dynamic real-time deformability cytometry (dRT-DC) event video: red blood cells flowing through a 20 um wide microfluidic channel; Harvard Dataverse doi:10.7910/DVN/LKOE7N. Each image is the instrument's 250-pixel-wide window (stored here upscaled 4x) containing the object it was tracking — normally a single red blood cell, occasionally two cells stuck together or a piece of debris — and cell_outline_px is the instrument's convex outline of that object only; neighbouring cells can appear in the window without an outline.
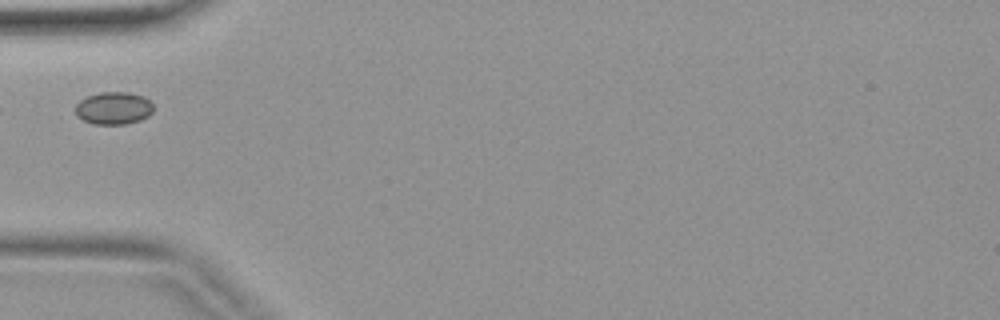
{"species": "common noctule bat (a hibernating species)", "species_latin": "Nyctalus noctula", "temperature_condition": "warm", "stored_images_in_passage": 2, "camera_frame_rate_fps": 3000, "um_per_image_px": 0.085, "animal": {"sex": "female", "body_mass_g": 19.9}, "frame": {"image": 1, "passage_image": 2, "time_ms": 0.333, "image_size_px": [1000, 320], "cell_outline_px": [[152, 112], [148, 116], [140, 120], [124, 124], [96, 124], [84, 120], [76, 116], [76, 104], [80, 100], [88, 96], [100, 92], [128, 92], [144, 96], [152, 104]], "centroid_in_image_um": [9.65, 9.19], "position_along_channel_um": 75.3, "area_um2": 14.68}}